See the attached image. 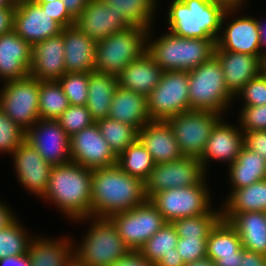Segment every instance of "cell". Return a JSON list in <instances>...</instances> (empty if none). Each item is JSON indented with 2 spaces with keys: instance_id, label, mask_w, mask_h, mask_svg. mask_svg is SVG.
Instances as JSON below:
<instances>
[{
  "instance_id": "6da1fadb",
  "label": "cell",
  "mask_w": 266,
  "mask_h": 266,
  "mask_svg": "<svg viewBox=\"0 0 266 266\" xmlns=\"http://www.w3.org/2000/svg\"><path fill=\"white\" fill-rule=\"evenodd\" d=\"M147 200L144 182L128 175L117 164L92 170L91 218H109Z\"/></svg>"
},
{
  "instance_id": "7a4b0ae2",
  "label": "cell",
  "mask_w": 266,
  "mask_h": 266,
  "mask_svg": "<svg viewBox=\"0 0 266 266\" xmlns=\"http://www.w3.org/2000/svg\"><path fill=\"white\" fill-rule=\"evenodd\" d=\"M91 179L92 169L77 163L53 166L42 199L53 202V205L73 221H92Z\"/></svg>"
},
{
  "instance_id": "3957f363",
  "label": "cell",
  "mask_w": 266,
  "mask_h": 266,
  "mask_svg": "<svg viewBox=\"0 0 266 266\" xmlns=\"http://www.w3.org/2000/svg\"><path fill=\"white\" fill-rule=\"evenodd\" d=\"M170 3L168 30L190 39H213L216 42L227 18L240 12L226 9L211 0H173Z\"/></svg>"
},
{
  "instance_id": "277c9868",
  "label": "cell",
  "mask_w": 266,
  "mask_h": 266,
  "mask_svg": "<svg viewBox=\"0 0 266 266\" xmlns=\"http://www.w3.org/2000/svg\"><path fill=\"white\" fill-rule=\"evenodd\" d=\"M147 35V53L163 71H190L208 61L216 42L213 39L185 38L166 32L155 40Z\"/></svg>"
},
{
  "instance_id": "5b68a950",
  "label": "cell",
  "mask_w": 266,
  "mask_h": 266,
  "mask_svg": "<svg viewBox=\"0 0 266 266\" xmlns=\"http://www.w3.org/2000/svg\"><path fill=\"white\" fill-rule=\"evenodd\" d=\"M188 73L190 108L223 116L235 96L227 88L218 58L213 55Z\"/></svg>"
},
{
  "instance_id": "8992f818",
  "label": "cell",
  "mask_w": 266,
  "mask_h": 266,
  "mask_svg": "<svg viewBox=\"0 0 266 266\" xmlns=\"http://www.w3.org/2000/svg\"><path fill=\"white\" fill-rule=\"evenodd\" d=\"M148 31L146 28L131 26L98 41L95 71L117 77L130 62L147 51Z\"/></svg>"
},
{
  "instance_id": "52a82bcc",
  "label": "cell",
  "mask_w": 266,
  "mask_h": 266,
  "mask_svg": "<svg viewBox=\"0 0 266 266\" xmlns=\"http://www.w3.org/2000/svg\"><path fill=\"white\" fill-rule=\"evenodd\" d=\"M93 218L81 244L74 248V260L81 266H110L131 250L109 218Z\"/></svg>"
},
{
  "instance_id": "ba28073f",
  "label": "cell",
  "mask_w": 266,
  "mask_h": 266,
  "mask_svg": "<svg viewBox=\"0 0 266 266\" xmlns=\"http://www.w3.org/2000/svg\"><path fill=\"white\" fill-rule=\"evenodd\" d=\"M204 178L191 187L173 188L154 194L149 201L157 208L167 223L179 218L203 215L211 209L209 188Z\"/></svg>"
},
{
  "instance_id": "9c48e42d",
  "label": "cell",
  "mask_w": 266,
  "mask_h": 266,
  "mask_svg": "<svg viewBox=\"0 0 266 266\" xmlns=\"http://www.w3.org/2000/svg\"><path fill=\"white\" fill-rule=\"evenodd\" d=\"M188 71H163L156 88L147 95L151 120L166 121L169 117L191 111Z\"/></svg>"
},
{
  "instance_id": "30bf717a",
  "label": "cell",
  "mask_w": 266,
  "mask_h": 266,
  "mask_svg": "<svg viewBox=\"0 0 266 266\" xmlns=\"http://www.w3.org/2000/svg\"><path fill=\"white\" fill-rule=\"evenodd\" d=\"M221 114L191 110L169 117L166 121L171 126L181 153L185 157L200 158Z\"/></svg>"
},
{
  "instance_id": "8fae6325",
  "label": "cell",
  "mask_w": 266,
  "mask_h": 266,
  "mask_svg": "<svg viewBox=\"0 0 266 266\" xmlns=\"http://www.w3.org/2000/svg\"><path fill=\"white\" fill-rule=\"evenodd\" d=\"M4 84L0 91V108L26 131L40 119L39 80L28 76Z\"/></svg>"
},
{
  "instance_id": "7c38bea8",
  "label": "cell",
  "mask_w": 266,
  "mask_h": 266,
  "mask_svg": "<svg viewBox=\"0 0 266 266\" xmlns=\"http://www.w3.org/2000/svg\"><path fill=\"white\" fill-rule=\"evenodd\" d=\"M109 219L131 251H139L167 223L149 200L133 209L113 214Z\"/></svg>"
},
{
  "instance_id": "4fadbf2b",
  "label": "cell",
  "mask_w": 266,
  "mask_h": 266,
  "mask_svg": "<svg viewBox=\"0 0 266 266\" xmlns=\"http://www.w3.org/2000/svg\"><path fill=\"white\" fill-rule=\"evenodd\" d=\"M206 175L198 158L183 156L169 163L155 164L144 182L146 197L149 200L160 191L197 185Z\"/></svg>"
},
{
  "instance_id": "5bb4252c",
  "label": "cell",
  "mask_w": 266,
  "mask_h": 266,
  "mask_svg": "<svg viewBox=\"0 0 266 266\" xmlns=\"http://www.w3.org/2000/svg\"><path fill=\"white\" fill-rule=\"evenodd\" d=\"M25 141L51 166L71 162L70 137L54 119H39L25 131Z\"/></svg>"
},
{
  "instance_id": "9a60e30c",
  "label": "cell",
  "mask_w": 266,
  "mask_h": 266,
  "mask_svg": "<svg viewBox=\"0 0 266 266\" xmlns=\"http://www.w3.org/2000/svg\"><path fill=\"white\" fill-rule=\"evenodd\" d=\"M70 156L71 162L92 170L117 164V156L96 122L70 137Z\"/></svg>"
},
{
  "instance_id": "2e32d148",
  "label": "cell",
  "mask_w": 266,
  "mask_h": 266,
  "mask_svg": "<svg viewBox=\"0 0 266 266\" xmlns=\"http://www.w3.org/2000/svg\"><path fill=\"white\" fill-rule=\"evenodd\" d=\"M62 26L40 4L33 0H18L15 6L13 30L32 46L57 36Z\"/></svg>"
},
{
  "instance_id": "e0dca14e",
  "label": "cell",
  "mask_w": 266,
  "mask_h": 266,
  "mask_svg": "<svg viewBox=\"0 0 266 266\" xmlns=\"http://www.w3.org/2000/svg\"><path fill=\"white\" fill-rule=\"evenodd\" d=\"M114 7L102 0H90L74 25L96 42L131 27Z\"/></svg>"
},
{
  "instance_id": "ac0fdd59",
  "label": "cell",
  "mask_w": 266,
  "mask_h": 266,
  "mask_svg": "<svg viewBox=\"0 0 266 266\" xmlns=\"http://www.w3.org/2000/svg\"><path fill=\"white\" fill-rule=\"evenodd\" d=\"M14 171L25 189L42 198L47 190L52 167L27 141L12 153Z\"/></svg>"
},
{
  "instance_id": "d6986e66",
  "label": "cell",
  "mask_w": 266,
  "mask_h": 266,
  "mask_svg": "<svg viewBox=\"0 0 266 266\" xmlns=\"http://www.w3.org/2000/svg\"><path fill=\"white\" fill-rule=\"evenodd\" d=\"M216 41L214 51H230L258 56L262 61L257 19L243 16L228 22Z\"/></svg>"
},
{
  "instance_id": "ffe728a7",
  "label": "cell",
  "mask_w": 266,
  "mask_h": 266,
  "mask_svg": "<svg viewBox=\"0 0 266 266\" xmlns=\"http://www.w3.org/2000/svg\"><path fill=\"white\" fill-rule=\"evenodd\" d=\"M33 46L14 30L0 35V79L4 82L29 76Z\"/></svg>"
},
{
  "instance_id": "44dd1931",
  "label": "cell",
  "mask_w": 266,
  "mask_h": 266,
  "mask_svg": "<svg viewBox=\"0 0 266 266\" xmlns=\"http://www.w3.org/2000/svg\"><path fill=\"white\" fill-rule=\"evenodd\" d=\"M243 143L244 132L241 128L225 123L222 117L213 127L202 156L199 158L204 171L206 172V167L212 159L232 164L244 146Z\"/></svg>"
},
{
  "instance_id": "7402d4cb",
  "label": "cell",
  "mask_w": 266,
  "mask_h": 266,
  "mask_svg": "<svg viewBox=\"0 0 266 266\" xmlns=\"http://www.w3.org/2000/svg\"><path fill=\"white\" fill-rule=\"evenodd\" d=\"M63 31L33 46L29 76L39 81H58L64 74Z\"/></svg>"
},
{
  "instance_id": "603a6c76",
  "label": "cell",
  "mask_w": 266,
  "mask_h": 266,
  "mask_svg": "<svg viewBox=\"0 0 266 266\" xmlns=\"http://www.w3.org/2000/svg\"><path fill=\"white\" fill-rule=\"evenodd\" d=\"M138 140L151 154L155 164L169 163L183 157L167 121L151 120L138 131Z\"/></svg>"
},
{
  "instance_id": "cb8c5ba5",
  "label": "cell",
  "mask_w": 266,
  "mask_h": 266,
  "mask_svg": "<svg viewBox=\"0 0 266 266\" xmlns=\"http://www.w3.org/2000/svg\"><path fill=\"white\" fill-rule=\"evenodd\" d=\"M220 61L228 90L235 96L251 79L264 70V62L254 55L230 51H214Z\"/></svg>"
},
{
  "instance_id": "d4e9b609",
  "label": "cell",
  "mask_w": 266,
  "mask_h": 266,
  "mask_svg": "<svg viewBox=\"0 0 266 266\" xmlns=\"http://www.w3.org/2000/svg\"><path fill=\"white\" fill-rule=\"evenodd\" d=\"M66 73H92L97 42L75 25L62 28Z\"/></svg>"
},
{
  "instance_id": "484cf974",
  "label": "cell",
  "mask_w": 266,
  "mask_h": 266,
  "mask_svg": "<svg viewBox=\"0 0 266 266\" xmlns=\"http://www.w3.org/2000/svg\"><path fill=\"white\" fill-rule=\"evenodd\" d=\"M107 118L131 125L138 130L151 121L147 96L118 86Z\"/></svg>"
},
{
  "instance_id": "4316f807",
  "label": "cell",
  "mask_w": 266,
  "mask_h": 266,
  "mask_svg": "<svg viewBox=\"0 0 266 266\" xmlns=\"http://www.w3.org/2000/svg\"><path fill=\"white\" fill-rule=\"evenodd\" d=\"M163 70L145 52L130 62L117 76L118 86L143 95L150 94L160 82Z\"/></svg>"
},
{
  "instance_id": "83f0119b",
  "label": "cell",
  "mask_w": 266,
  "mask_h": 266,
  "mask_svg": "<svg viewBox=\"0 0 266 266\" xmlns=\"http://www.w3.org/2000/svg\"><path fill=\"white\" fill-rule=\"evenodd\" d=\"M221 215L236 230L244 249L266 255V212Z\"/></svg>"
},
{
  "instance_id": "f1b7e54d",
  "label": "cell",
  "mask_w": 266,
  "mask_h": 266,
  "mask_svg": "<svg viewBox=\"0 0 266 266\" xmlns=\"http://www.w3.org/2000/svg\"><path fill=\"white\" fill-rule=\"evenodd\" d=\"M69 239L33 238L28 251L31 266H69L74 261L75 247Z\"/></svg>"
},
{
  "instance_id": "f546056e",
  "label": "cell",
  "mask_w": 266,
  "mask_h": 266,
  "mask_svg": "<svg viewBox=\"0 0 266 266\" xmlns=\"http://www.w3.org/2000/svg\"><path fill=\"white\" fill-rule=\"evenodd\" d=\"M117 87L118 81L114 75L97 71L89 73L86 107L95 121L107 118Z\"/></svg>"
},
{
  "instance_id": "4dcf8cb0",
  "label": "cell",
  "mask_w": 266,
  "mask_h": 266,
  "mask_svg": "<svg viewBox=\"0 0 266 266\" xmlns=\"http://www.w3.org/2000/svg\"><path fill=\"white\" fill-rule=\"evenodd\" d=\"M228 171L231 190L240 189L266 179V160L243 146Z\"/></svg>"
},
{
  "instance_id": "1f68e13d",
  "label": "cell",
  "mask_w": 266,
  "mask_h": 266,
  "mask_svg": "<svg viewBox=\"0 0 266 266\" xmlns=\"http://www.w3.org/2000/svg\"><path fill=\"white\" fill-rule=\"evenodd\" d=\"M224 202L221 214L266 212V179L232 190Z\"/></svg>"
},
{
  "instance_id": "d6a6232c",
  "label": "cell",
  "mask_w": 266,
  "mask_h": 266,
  "mask_svg": "<svg viewBox=\"0 0 266 266\" xmlns=\"http://www.w3.org/2000/svg\"><path fill=\"white\" fill-rule=\"evenodd\" d=\"M243 249L241 239L228 221L221 219L207 239V257L213 261L221 257L235 256Z\"/></svg>"
},
{
  "instance_id": "836d02e7",
  "label": "cell",
  "mask_w": 266,
  "mask_h": 266,
  "mask_svg": "<svg viewBox=\"0 0 266 266\" xmlns=\"http://www.w3.org/2000/svg\"><path fill=\"white\" fill-rule=\"evenodd\" d=\"M108 5H114L121 17L130 26L150 29L158 0H102Z\"/></svg>"
},
{
  "instance_id": "e575fe53",
  "label": "cell",
  "mask_w": 266,
  "mask_h": 266,
  "mask_svg": "<svg viewBox=\"0 0 266 266\" xmlns=\"http://www.w3.org/2000/svg\"><path fill=\"white\" fill-rule=\"evenodd\" d=\"M117 165L128 175L145 182L155 163L148 150L137 140L117 157Z\"/></svg>"
},
{
  "instance_id": "d590c367",
  "label": "cell",
  "mask_w": 266,
  "mask_h": 266,
  "mask_svg": "<svg viewBox=\"0 0 266 266\" xmlns=\"http://www.w3.org/2000/svg\"><path fill=\"white\" fill-rule=\"evenodd\" d=\"M95 122L103 138L117 157L138 140L139 130L131 125L110 118H101Z\"/></svg>"
},
{
  "instance_id": "8d00e7d4",
  "label": "cell",
  "mask_w": 266,
  "mask_h": 266,
  "mask_svg": "<svg viewBox=\"0 0 266 266\" xmlns=\"http://www.w3.org/2000/svg\"><path fill=\"white\" fill-rule=\"evenodd\" d=\"M70 106L58 81H39L40 119L56 120Z\"/></svg>"
},
{
  "instance_id": "74e56055",
  "label": "cell",
  "mask_w": 266,
  "mask_h": 266,
  "mask_svg": "<svg viewBox=\"0 0 266 266\" xmlns=\"http://www.w3.org/2000/svg\"><path fill=\"white\" fill-rule=\"evenodd\" d=\"M211 208L203 215L179 218L172 222L178 238H208L211 230L222 219L221 210Z\"/></svg>"
},
{
  "instance_id": "f35d334b",
  "label": "cell",
  "mask_w": 266,
  "mask_h": 266,
  "mask_svg": "<svg viewBox=\"0 0 266 266\" xmlns=\"http://www.w3.org/2000/svg\"><path fill=\"white\" fill-rule=\"evenodd\" d=\"M178 235L172 223H166L143 245L139 252L155 265L163 255L175 253Z\"/></svg>"
},
{
  "instance_id": "ab89813d",
  "label": "cell",
  "mask_w": 266,
  "mask_h": 266,
  "mask_svg": "<svg viewBox=\"0 0 266 266\" xmlns=\"http://www.w3.org/2000/svg\"><path fill=\"white\" fill-rule=\"evenodd\" d=\"M16 218L7 227L0 230V259L27 253L31 240L21 222Z\"/></svg>"
},
{
  "instance_id": "60d3db41",
  "label": "cell",
  "mask_w": 266,
  "mask_h": 266,
  "mask_svg": "<svg viewBox=\"0 0 266 266\" xmlns=\"http://www.w3.org/2000/svg\"><path fill=\"white\" fill-rule=\"evenodd\" d=\"M58 82L70 104L86 105L89 73H65Z\"/></svg>"
},
{
  "instance_id": "b9f144b4",
  "label": "cell",
  "mask_w": 266,
  "mask_h": 266,
  "mask_svg": "<svg viewBox=\"0 0 266 266\" xmlns=\"http://www.w3.org/2000/svg\"><path fill=\"white\" fill-rule=\"evenodd\" d=\"M56 120L69 137L95 123L86 105L70 104Z\"/></svg>"
},
{
  "instance_id": "7bdbcfd3",
  "label": "cell",
  "mask_w": 266,
  "mask_h": 266,
  "mask_svg": "<svg viewBox=\"0 0 266 266\" xmlns=\"http://www.w3.org/2000/svg\"><path fill=\"white\" fill-rule=\"evenodd\" d=\"M25 140V130L0 108V153L11 154Z\"/></svg>"
},
{
  "instance_id": "ee69618b",
  "label": "cell",
  "mask_w": 266,
  "mask_h": 266,
  "mask_svg": "<svg viewBox=\"0 0 266 266\" xmlns=\"http://www.w3.org/2000/svg\"><path fill=\"white\" fill-rule=\"evenodd\" d=\"M238 95H242L243 106L266 105V73L264 70L243 86L236 96L239 97Z\"/></svg>"
},
{
  "instance_id": "f6af8a7d",
  "label": "cell",
  "mask_w": 266,
  "mask_h": 266,
  "mask_svg": "<svg viewBox=\"0 0 266 266\" xmlns=\"http://www.w3.org/2000/svg\"><path fill=\"white\" fill-rule=\"evenodd\" d=\"M208 238H178L176 249L185 264L207 257Z\"/></svg>"
},
{
  "instance_id": "bcb514c9",
  "label": "cell",
  "mask_w": 266,
  "mask_h": 266,
  "mask_svg": "<svg viewBox=\"0 0 266 266\" xmlns=\"http://www.w3.org/2000/svg\"><path fill=\"white\" fill-rule=\"evenodd\" d=\"M241 110L239 123L243 132L266 130V105L243 106Z\"/></svg>"
},
{
  "instance_id": "7dc6e473",
  "label": "cell",
  "mask_w": 266,
  "mask_h": 266,
  "mask_svg": "<svg viewBox=\"0 0 266 266\" xmlns=\"http://www.w3.org/2000/svg\"><path fill=\"white\" fill-rule=\"evenodd\" d=\"M37 4H40L42 9L47 11V13L63 28L70 27L75 24V18L69 13L63 3V0Z\"/></svg>"
},
{
  "instance_id": "c3c4849f",
  "label": "cell",
  "mask_w": 266,
  "mask_h": 266,
  "mask_svg": "<svg viewBox=\"0 0 266 266\" xmlns=\"http://www.w3.org/2000/svg\"><path fill=\"white\" fill-rule=\"evenodd\" d=\"M243 145L266 160V130L244 132Z\"/></svg>"
},
{
  "instance_id": "681fc988",
  "label": "cell",
  "mask_w": 266,
  "mask_h": 266,
  "mask_svg": "<svg viewBox=\"0 0 266 266\" xmlns=\"http://www.w3.org/2000/svg\"><path fill=\"white\" fill-rule=\"evenodd\" d=\"M110 266H154L139 251H130L116 263Z\"/></svg>"
},
{
  "instance_id": "f907efd6",
  "label": "cell",
  "mask_w": 266,
  "mask_h": 266,
  "mask_svg": "<svg viewBox=\"0 0 266 266\" xmlns=\"http://www.w3.org/2000/svg\"><path fill=\"white\" fill-rule=\"evenodd\" d=\"M15 7L0 8V35L13 30Z\"/></svg>"
},
{
  "instance_id": "816d5d0a",
  "label": "cell",
  "mask_w": 266,
  "mask_h": 266,
  "mask_svg": "<svg viewBox=\"0 0 266 266\" xmlns=\"http://www.w3.org/2000/svg\"><path fill=\"white\" fill-rule=\"evenodd\" d=\"M239 266H266V255L242 249V259Z\"/></svg>"
},
{
  "instance_id": "f5cc1de1",
  "label": "cell",
  "mask_w": 266,
  "mask_h": 266,
  "mask_svg": "<svg viewBox=\"0 0 266 266\" xmlns=\"http://www.w3.org/2000/svg\"><path fill=\"white\" fill-rule=\"evenodd\" d=\"M0 266H31L29 253L0 259Z\"/></svg>"
},
{
  "instance_id": "db71d44e",
  "label": "cell",
  "mask_w": 266,
  "mask_h": 266,
  "mask_svg": "<svg viewBox=\"0 0 266 266\" xmlns=\"http://www.w3.org/2000/svg\"><path fill=\"white\" fill-rule=\"evenodd\" d=\"M154 266H185V262L175 248V253L163 255Z\"/></svg>"
},
{
  "instance_id": "11a10c76",
  "label": "cell",
  "mask_w": 266,
  "mask_h": 266,
  "mask_svg": "<svg viewBox=\"0 0 266 266\" xmlns=\"http://www.w3.org/2000/svg\"><path fill=\"white\" fill-rule=\"evenodd\" d=\"M90 0H63L69 13L76 18L88 5Z\"/></svg>"
},
{
  "instance_id": "9f6ffc18",
  "label": "cell",
  "mask_w": 266,
  "mask_h": 266,
  "mask_svg": "<svg viewBox=\"0 0 266 266\" xmlns=\"http://www.w3.org/2000/svg\"><path fill=\"white\" fill-rule=\"evenodd\" d=\"M16 219L13 210L9 208L4 202L0 201V230L7 227Z\"/></svg>"
},
{
  "instance_id": "6f0895ef",
  "label": "cell",
  "mask_w": 266,
  "mask_h": 266,
  "mask_svg": "<svg viewBox=\"0 0 266 266\" xmlns=\"http://www.w3.org/2000/svg\"><path fill=\"white\" fill-rule=\"evenodd\" d=\"M242 259V250L235 256L221 257L214 261L216 266H239Z\"/></svg>"
},
{
  "instance_id": "680465c9",
  "label": "cell",
  "mask_w": 266,
  "mask_h": 266,
  "mask_svg": "<svg viewBox=\"0 0 266 266\" xmlns=\"http://www.w3.org/2000/svg\"><path fill=\"white\" fill-rule=\"evenodd\" d=\"M258 22V30L260 36V46H261V55L263 57V62L266 60V51L263 50L266 47V24L260 20ZM263 46V47H262Z\"/></svg>"
},
{
  "instance_id": "91938a15",
  "label": "cell",
  "mask_w": 266,
  "mask_h": 266,
  "mask_svg": "<svg viewBox=\"0 0 266 266\" xmlns=\"http://www.w3.org/2000/svg\"><path fill=\"white\" fill-rule=\"evenodd\" d=\"M211 1L222 5L226 9H241V7L245 4L247 0H211Z\"/></svg>"
},
{
  "instance_id": "94428289",
  "label": "cell",
  "mask_w": 266,
  "mask_h": 266,
  "mask_svg": "<svg viewBox=\"0 0 266 266\" xmlns=\"http://www.w3.org/2000/svg\"><path fill=\"white\" fill-rule=\"evenodd\" d=\"M185 266H216L214 261L211 258L205 257L194 262L185 264Z\"/></svg>"
},
{
  "instance_id": "6125c7cd",
  "label": "cell",
  "mask_w": 266,
  "mask_h": 266,
  "mask_svg": "<svg viewBox=\"0 0 266 266\" xmlns=\"http://www.w3.org/2000/svg\"><path fill=\"white\" fill-rule=\"evenodd\" d=\"M17 1L16 0H0V8L1 7H15Z\"/></svg>"
},
{
  "instance_id": "be15d7a7",
  "label": "cell",
  "mask_w": 266,
  "mask_h": 266,
  "mask_svg": "<svg viewBox=\"0 0 266 266\" xmlns=\"http://www.w3.org/2000/svg\"><path fill=\"white\" fill-rule=\"evenodd\" d=\"M35 3H48L56 0H33Z\"/></svg>"
},
{
  "instance_id": "e7e4bbea",
  "label": "cell",
  "mask_w": 266,
  "mask_h": 266,
  "mask_svg": "<svg viewBox=\"0 0 266 266\" xmlns=\"http://www.w3.org/2000/svg\"><path fill=\"white\" fill-rule=\"evenodd\" d=\"M69 266H81V265L78 264V263L74 260Z\"/></svg>"
},
{
  "instance_id": "03108f58",
  "label": "cell",
  "mask_w": 266,
  "mask_h": 266,
  "mask_svg": "<svg viewBox=\"0 0 266 266\" xmlns=\"http://www.w3.org/2000/svg\"><path fill=\"white\" fill-rule=\"evenodd\" d=\"M264 72L266 73V60L264 61Z\"/></svg>"
}]
</instances>
